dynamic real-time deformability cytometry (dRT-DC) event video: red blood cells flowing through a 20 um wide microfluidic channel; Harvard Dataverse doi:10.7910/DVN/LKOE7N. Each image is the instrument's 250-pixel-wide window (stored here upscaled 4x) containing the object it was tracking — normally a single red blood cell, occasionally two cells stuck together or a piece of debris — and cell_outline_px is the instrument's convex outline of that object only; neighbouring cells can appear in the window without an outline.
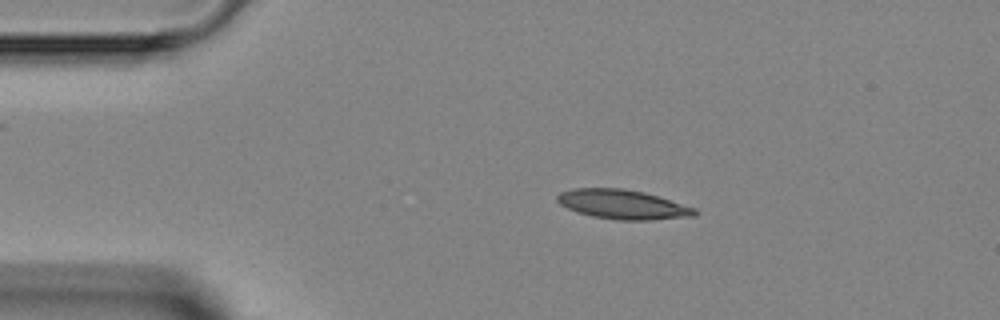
{"species": "Egyptian fruit bat (a non-hibernating species)", "species_latin": "Rousettus aegyptiacus", "temperature_condition": "room temperature", "stored_images_in_passage": 3, "camera_frame_rate_fps": 3000, "um_per_image_px": 0.085, "animal": {"sex": "female"}, "frame": {"image": 1, "passage_image": 2, "time_ms": 1.333, "image_size_px": [1000, 320], "cell_outline_px": [[696, 216], [652, 220], [616, 220], [592, 216], [576, 212], [560, 204], [556, 200], [556, 196], [560, 192], [572, 188], [624, 188], [644, 192], [660, 196], [696, 208]], "centroid_in_image_um": [52.93, 17.37], "position_along_channel_um": 32.1, "area_um2": 23.81}}